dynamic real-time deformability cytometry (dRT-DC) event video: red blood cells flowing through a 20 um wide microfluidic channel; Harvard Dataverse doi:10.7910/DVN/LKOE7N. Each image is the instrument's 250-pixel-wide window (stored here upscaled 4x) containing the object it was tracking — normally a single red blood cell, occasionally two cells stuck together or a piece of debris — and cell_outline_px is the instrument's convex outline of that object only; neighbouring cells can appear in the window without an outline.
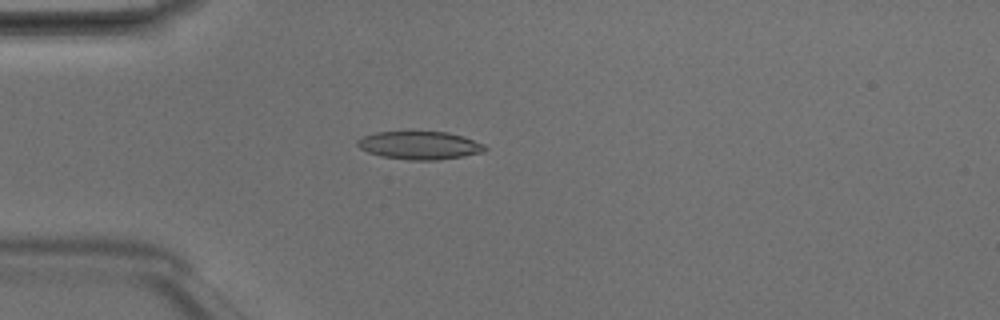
{"species": "Egyptian fruit bat (a non-hibernating species)", "species_latin": "Rousettus aegyptiacus", "temperature_condition": "room temperature", "stored_images_in_passage": 47, "camera_frame_rate_fps": 3000, "um_per_image_px": 0.085, "animal": {"sex": "male"}, "frame": {"image": 1, "passage_image": 12, "time_ms": 3.667, "image_size_px": [1000, 320], "cell_outline_px": [[488, 148], [484, 152], [464, 156], [436, 160], [408, 160], [380, 156], [368, 152], [360, 148], [356, 144], [356, 140], [360, 136], [376, 132], [448, 132], [464, 136], [484, 144]], "centroid_in_image_um": [35.66, 12.35], "position_along_channel_um": 49.3, "area_um2": 21.04}}
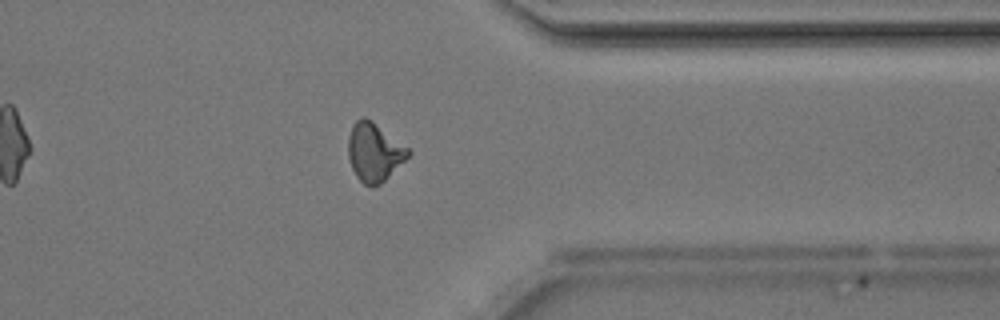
{"frame": {"image": 2, "passage_image": 37, "time_ms": 12.0, "image_size_px": [1000, 320], "cell_outline_px": [[412, 152], [380, 184], [372, 188], [364, 184], [356, 176], [352, 168], [348, 156], [348, 136], [352, 124], [360, 116], [364, 116], [372, 120], [408, 148]], "centroid_in_image_um": [31.77, 12.91], "position_along_channel_um": 379.6, "area_um2": 20.35}}
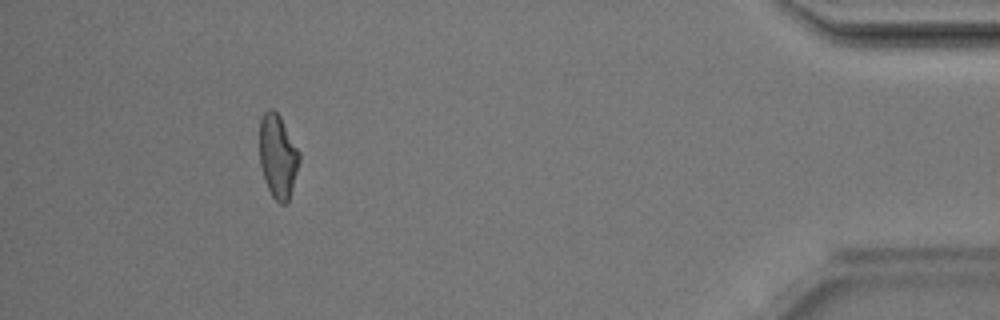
{"frame": {"image": 3, "passage_image": 43, "time_ms": 14.0, "image_size_px": [1000, 320], "cell_outline_px": [[300, 160], [292, 188], [288, 200], [284, 204], [280, 204], [272, 196], [268, 188], [260, 164], [260, 120], [264, 112], [268, 108], [272, 108], [280, 116], [300, 152]], "centroid_in_image_um": [23.62, 13.25], "position_along_channel_um": 411.6, "area_um2": 19.19}, "authors_computed_cell_mechanics": {"area_um2": 20.3456, "velocity_mm_per_s": 4.2091, "shape_relaxation_time_tau1_ms": 2.5424, "shape_relaxation_time_tau2_ms": 2.2098, "deformation_change_tau1": 0.1471, "deformation_change_tau2": 0.1}}